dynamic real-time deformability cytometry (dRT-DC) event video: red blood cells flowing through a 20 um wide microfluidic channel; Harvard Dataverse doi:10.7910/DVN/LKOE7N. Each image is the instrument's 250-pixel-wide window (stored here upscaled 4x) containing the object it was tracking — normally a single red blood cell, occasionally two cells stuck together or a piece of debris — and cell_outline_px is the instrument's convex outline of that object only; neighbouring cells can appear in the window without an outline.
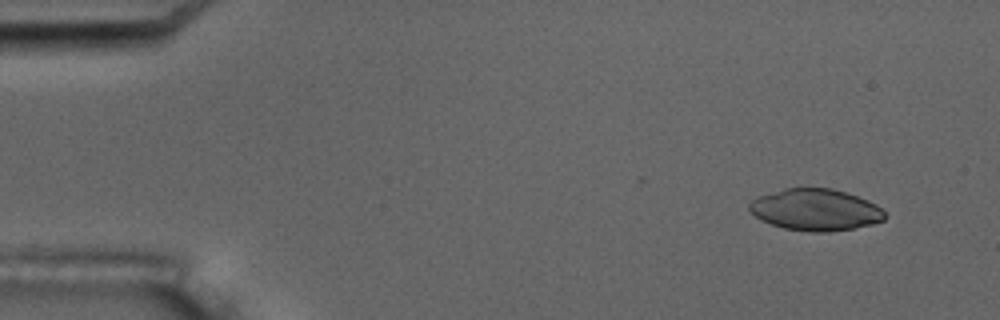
{"species": "common noctule bat (a hibernating species)", "species_latin": "Nyctalus noctula", "temperature_condition": "room temperature", "stored_images_in_passage": 5, "camera_frame_rate_fps": 3000, "um_per_image_px": 0.085, "animal": {"sex": "male", "body_mass_g": 17.5, "forearm_length_mm": 52.3}, "frame": {"image": 1, "passage_image": 1, "time_ms": 0.0, "image_size_px": [1000, 320], "cell_outline_px": [[888, 216], [884, 220], [872, 224], [852, 228], [828, 232], [812, 232], [784, 228], [760, 220], [748, 208], [748, 204], [752, 200], [760, 196], [784, 188], [832, 188], [868, 200], [876, 204]], "centroid_in_image_um": [69.33, 17.83], "position_along_channel_um": 15.7, "area_um2": 32.71}}